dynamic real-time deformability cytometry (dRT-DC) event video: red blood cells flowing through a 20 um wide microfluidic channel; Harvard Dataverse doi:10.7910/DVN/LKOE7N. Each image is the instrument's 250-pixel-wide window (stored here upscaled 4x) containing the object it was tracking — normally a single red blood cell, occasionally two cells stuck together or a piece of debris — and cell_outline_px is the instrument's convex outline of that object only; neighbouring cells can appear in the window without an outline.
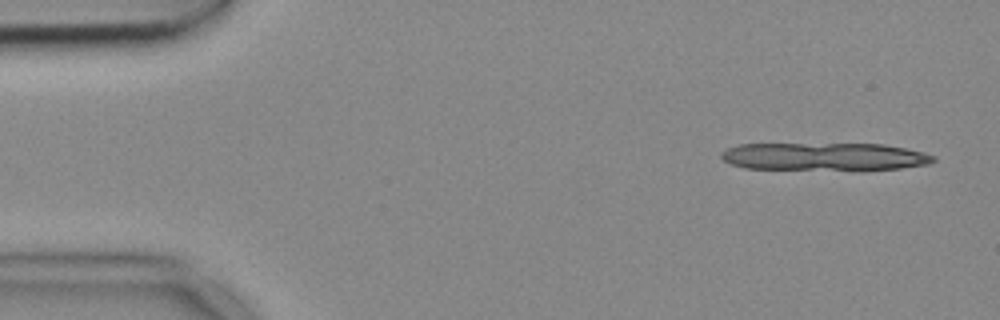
{"species": "common noctule bat (a hibernating species)", "species_latin": "Nyctalus noctula", "temperature_condition": "cold", "stored_images_in_passage": 9, "camera_frame_rate_fps": 3000, "um_per_image_px": 0.085, "animal": {"sex": "female", "body_mass_g": 18.4}, "frame": {"image": 1, "passage_image": 2, "time_ms": 0.333, "image_size_px": [1000, 320], "cell_outline_px": [[936, 160], [928, 164], [900, 168], [744, 168], [732, 164], [724, 160], [720, 156], [720, 152], [728, 148], [740, 144], [884, 144], [924, 152], [936, 156]], "centroid_in_image_um": [70.07, 13.28], "position_along_channel_um": 14.9, "area_um2": 33.35}}